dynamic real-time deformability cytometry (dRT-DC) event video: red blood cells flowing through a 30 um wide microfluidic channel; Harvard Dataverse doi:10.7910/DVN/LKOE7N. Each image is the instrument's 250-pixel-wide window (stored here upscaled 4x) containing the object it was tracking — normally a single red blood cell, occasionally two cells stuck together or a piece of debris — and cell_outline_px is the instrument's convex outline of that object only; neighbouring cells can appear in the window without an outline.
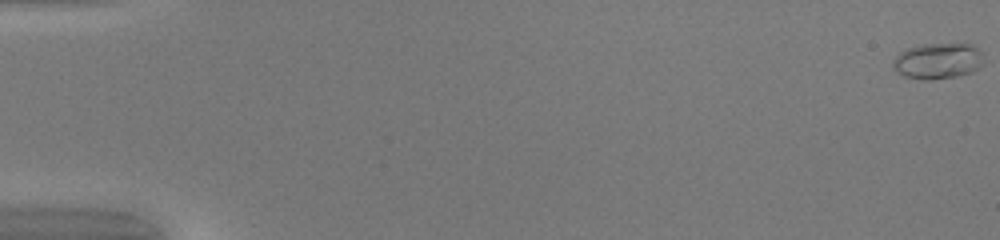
{"species": "common noctule bat (a hibernating species)", "species_latin": "Nyctalus noctula", "temperature_condition": "warm", "stored_images_in_passage": 51, "camera_frame_rate_fps": 3000, "um_per_image_px": 0.085, "animal": {"sex": "female", "body_mass_g": 20.0, "forearm_length_mm": 54.0}, "frame": {"image": 1, "passage_image": 1, "time_ms": 0.0, "image_size_px": [1000, 240], "cell_outline_px": [[984, 64], [980, 68], [972, 72], [956, 76], [932, 80], [920, 80], [904, 76], [892, 68], [892, 60], [900, 52], [908, 48], [924, 44], [972, 44], [980, 52]], "centroid_in_image_um": [79.7, 5.2], "position_along_channel_um": 5.3, "area_um2": 19.07}}
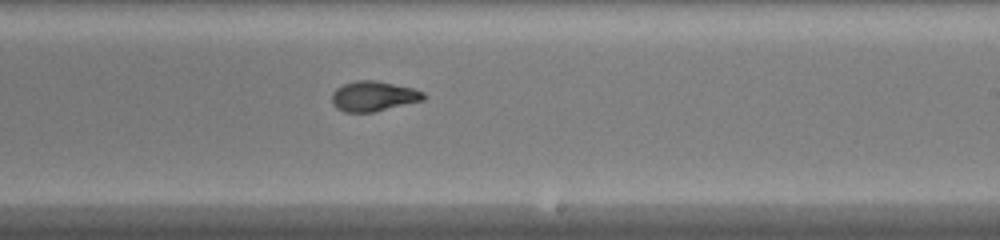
{"frame": {"image": 2, "passage_image": 32, "time_ms": 10.333, "image_size_px": [1000, 240], "cell_outline_px": [[428, 96], [424, 100], [372, 112], [344, 112], [336, 108], [332, 104], [332, 92], [336, 88], [344, 84], [356, 80], [376, 80], [412, 88], [424, 92]], "centroid_in_image_um": [31.74, 8.17], "position_along_channel_um": 257.3, "area_um2": 16.13}}
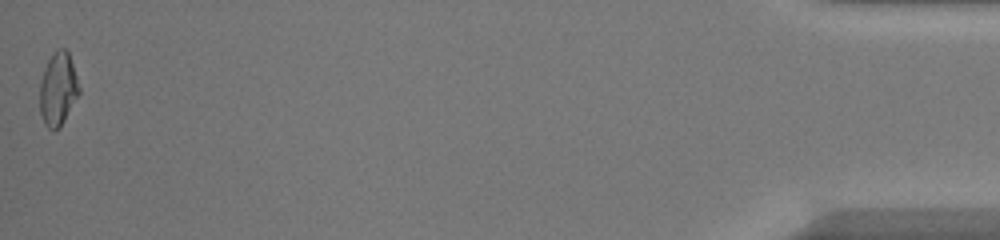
{"frame": {"image": 3, "passage_image": 51, "time_ms": 16.667, "image_size_px": [1000, 240], "cell_outline_px": [[80, 92], [60, 128], [52, 132], [44, 124], [40, 112], [40, 84], [44, 68], [48, 60], [56, 48], [64, 48], [68, 52], [80, 88]], "centroid_in_image_um": [4.92, 7.6], "position_along_channel_um": 430.3, "area_um2": 16.76}, "authors_computed_cell_mechanics": {"area_um2": 16.4152, "velocity_mm_per_s": 4.1961, "shape_relaxation_time_tau1_ms": 7.6805, "shape_relaxation_time_tau2_ms": 1.9322, "deformation_change_tau1": 0.301, "deformation_change_tau2": 0.0428}}